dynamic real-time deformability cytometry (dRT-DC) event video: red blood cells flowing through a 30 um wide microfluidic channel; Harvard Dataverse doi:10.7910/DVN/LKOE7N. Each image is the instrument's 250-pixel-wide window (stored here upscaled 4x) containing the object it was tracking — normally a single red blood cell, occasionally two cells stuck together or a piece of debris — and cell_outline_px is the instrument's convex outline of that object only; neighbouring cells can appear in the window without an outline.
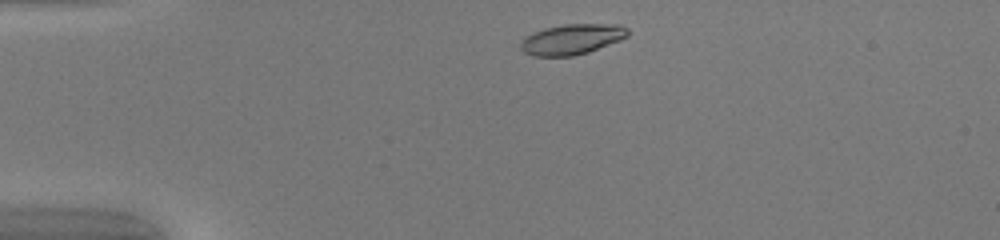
{"species": "common noctule bat (a hibernating species)", "species_latin": "Nyctalus noctula", "temperature_condition": "warm", "stored_images_in_passage": 41, "camera_frame_rate_fps": 3000, "um_per_image_px": 0.085, "animal": {"sex": "female", "body_mass_g": 20.0, "forearm_length_mm": 54.0}, "frame": {"image": 1, "passage_image": 2, "time_ms": 0.333, "image_size_px": [1000, 240], "cell_outline_px": [[628, 36], [620, 40], [588, 52], [572, 56], [532, 56], [524, 52], [520, 48], [520, 40], [544, 28], [564, 24], [620, 24], [628, 28]], "centroid_in_image_um": [48.62, 3.33], "position_along_channel_um": 36.4, "area_um2": 18.96}}
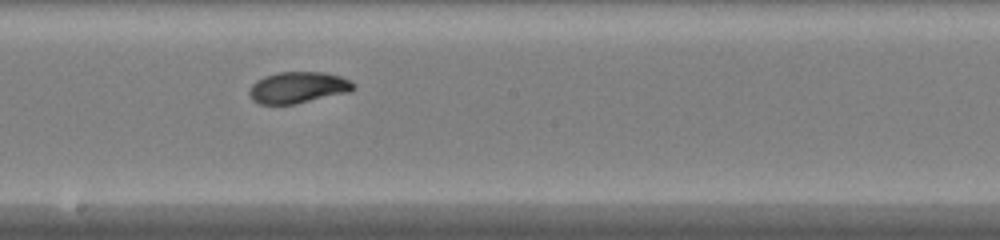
{"frame": {"image": 2, "passage_image": 19, "time_ms": 6.0, "image_size_px": [1000, 240], "cell_outline_px": [[356, 88], [348, 92], [296, 104], [260, 104], [252, 100], [248, 96], [248, 92], [252, 84], [256, 80], [264, 76], [276, 72], [324, 72], [340, 76], [356, 84]], "centroid_in_image_um": [25.3, 7.43], "position_along_channel_um": 222.9, "area_um2": 19.19}}
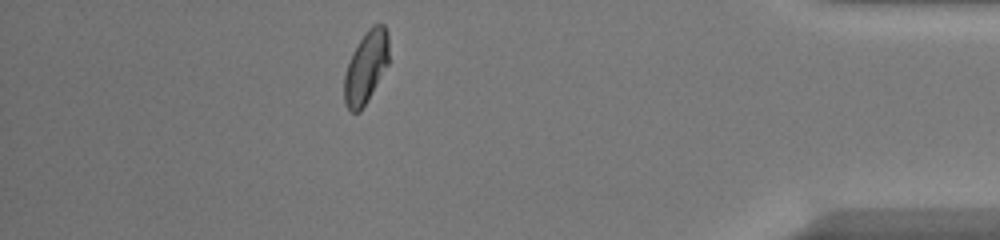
{"frame": {"image": 3, "passage_image": 35, "time_ms": 11.333, "image_size_px": [1000, 240], "cell_outline_px": [[388, 64], [360, 112], [352, 112], [344, 104], [344, 76], [352, 52], [368, 28], [372, 24], [384, 24], [388, 32]], "centroid_in_image_um": [31.1, 5.69], "position_along_channel_um": 404.1, "area_um2": 18.55}, "authors_computed_cell_mechanics": {"area_um2": 19.0162, "velocity_mm_per_s": 4.1547, "shape_relaxation_time_tau1_ms": 5.4865, "shape_relaxation_time_tau2_ms": 0.7726, "deformation_change_tau1": 0.187, "deformation_change_tau2": 0.0407}}